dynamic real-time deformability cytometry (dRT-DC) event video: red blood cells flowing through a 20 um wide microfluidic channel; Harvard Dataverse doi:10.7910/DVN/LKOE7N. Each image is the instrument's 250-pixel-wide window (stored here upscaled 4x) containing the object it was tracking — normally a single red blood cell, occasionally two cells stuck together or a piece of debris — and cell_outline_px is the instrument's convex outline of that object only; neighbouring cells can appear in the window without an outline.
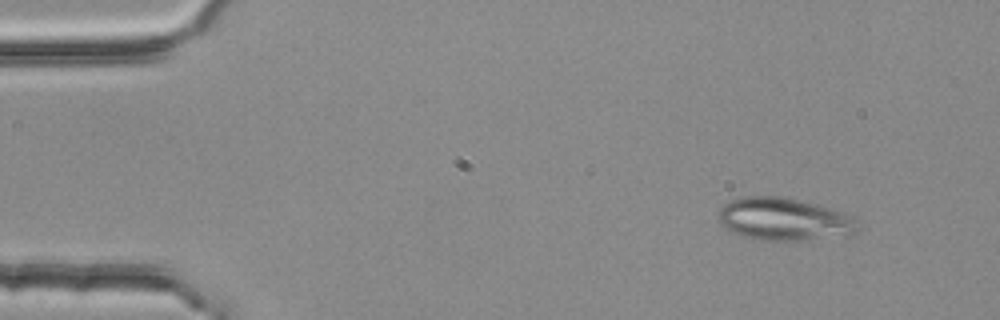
{"species": "common noctule bat (a hibernating species)", "species_latin": "Nyctalus noctula", "temperature_condition": "room temperature", "stored_images_in_passage": 5, "camera_frame_rate_fps": 3000, "um_per_image_px": 0.085, "animal": {"sex": "female", "body_mass_g": 25.1}, "frame": {"image": 1, "passage_image": 1, "time_ms": 0.0, "image_size_px": [1000, 320], "cell_outline_px": [[856, 232], [848, 236], [800, 240], [764, 240], [744, 236], [720, 224], [720, 208], [728, 200], [744, 196], [780, 196], [816, 204], [844, 212], [852, 216]], "centroid_in_image_um": [66.64, 18.62], "position_along_channel_um": 18.4, "area_um2": 34.16}}